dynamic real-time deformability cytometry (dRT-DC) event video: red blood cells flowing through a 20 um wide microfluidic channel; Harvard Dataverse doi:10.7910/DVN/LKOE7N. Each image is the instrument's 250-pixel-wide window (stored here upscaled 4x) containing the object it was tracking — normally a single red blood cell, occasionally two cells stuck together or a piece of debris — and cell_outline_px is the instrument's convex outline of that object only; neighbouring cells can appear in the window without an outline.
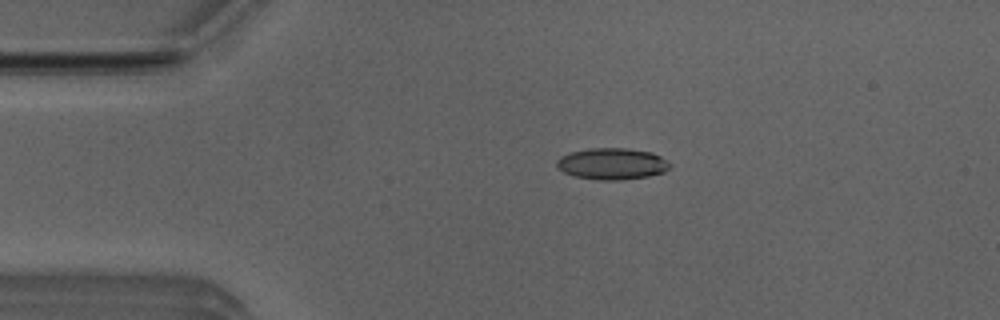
{"species": "Egyptian fruit bat (a non-hibernating species)", "species_latin": "Rousettus aegyptiacus", "temperature_condition": "room temperature", "stored_images_in_passage": 3, "camera_frame_rate_fps": 3000, "um_per_image_px": 0.085, "animal": {"sex": "male"}, "frame": {"image": 1, "passage_image": 2, "time_ms": 0.333, "image_size_px": [1000, 320], "cell_outline_px": [[672, 164], [664, 172], [648, 176], [620, 180], [600, 180], [576, 176], [564, 172], [556, 164], [556, 160], [560, 156], [572, 152], [592, 148], [628, 148], [652, 152], [668, 160]], "centroid_in_image_um": [52.06, 13.91], "position_along_channel_um": 32.9, "area_um2": 20.69}}